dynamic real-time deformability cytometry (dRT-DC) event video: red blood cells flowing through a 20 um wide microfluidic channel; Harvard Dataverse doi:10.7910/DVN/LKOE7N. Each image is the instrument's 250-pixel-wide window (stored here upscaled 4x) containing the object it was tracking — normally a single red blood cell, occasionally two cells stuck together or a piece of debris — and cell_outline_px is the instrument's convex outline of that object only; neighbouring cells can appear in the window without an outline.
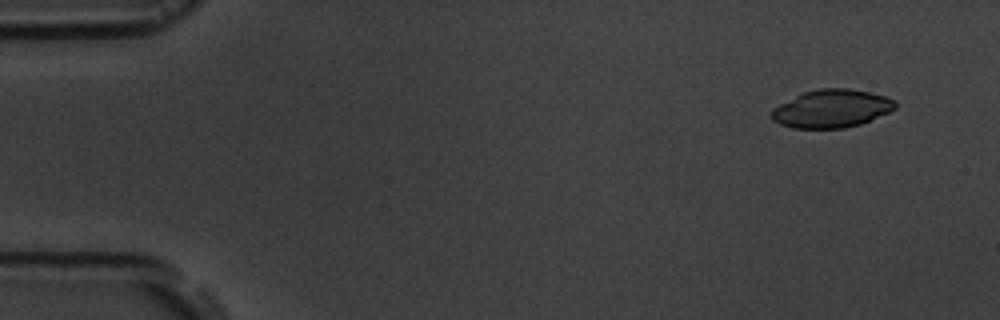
{"species": "common noctule bat (a hibernating species)", "species_latin": "Nyctalus noctula", "temperature_condition": "room temperature", "stored_images_in_passage": 5, "camera_frame_rate_fps": 3000, "um_per_image_px": 0.085, "animal": {"sex": "male", "body_mass_g": 19.5, "forearm_length_mm": 54.6}, "frame": {"image": 1, "passage_image": 1, "time_ms": 0.0, "image_size_px": [1000, 320], "cell_outline_px": [[896, 108], [888, 112], [860, 124], [844, 128], [792, 128], [780, 124], [772, 120], [768, 116], [772, 108], [804, 92], [820, 88], [848, 88], [872, 92], [896, 100]], "centroid_in_image_um": [70.66, 9.23], "position_along_channel_um": 14.3, "area_um2": 27.46}}